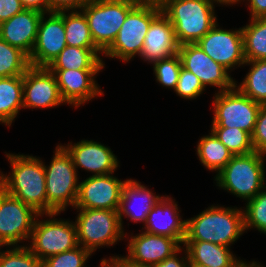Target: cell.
Instances as JSON below:
<instances>
[{"label":"cell","mask_w":266,"mask_h":267,"mask_svg":"<svg viewBox=\"0 0 266 267\" xmlns=\"http://www.w3.org/2000/svg\"><path fill=\"white\" fill-rule=\"evenodd\" d=\"M49 164L43 160L45 170L47 213L61 212L65 214L71 209L78 196L79 182L82 179L78 174L72 158L67 150L60 144L53 150Z\"/></svg>","instance_id":"obj_5"},{"label":"cell","mask_w":266,"mask_h":267,"mask_svg":"<svg viewBox=\"0 0 266 267\" xmlns=\"http://www.w3.org/2000/svg\"><path fill=\"white\" fill-rule=\"evenodd\" d=\"M242 25L244 55L246 61L266 59V18H249Z\"/></svg>","instance_id":"obj_29"},{"label":"cell","mask_w":266,"mask_h":267,"mask_svg":"<svg viewBox=\"0 0 266 267\" xmlns=\"http://www.w3.org/2000/svg\"><path fill=\"white\" fill-rule=\"evenodd\" d=\"M148 186L140 182V180L129 178L122 189V196L118 210L120 222L123 231L126 223L123 220L127 219L129 222L140 223L144 226L147 215L163 195L155 194L156 192ZM125 218V219H124Z\"/></svg>","instance_id":"obj_21"},{"label":"cell","mask_w":266,"mask_h":267,"mask_svg":"<svg viewBox=\"0 0 266 267\" xmlns=\"http://www.w3.org/2000/svg\"><path fill=\"white\" fill-rule=\"evenodd\" d=\"M189 264H199L206 267H244L247 263L256 259L246 261L236 256L230 247L217 245L205 241H184Z\"/></svg>","instance_id":"obj_24"},{"label":"cell","mask_w":266,"mask_h":267,"mask_svg":"<svg viewBox=\"0 0 266 267\" xmlns=\"http://www.w3.org/2000/svg\"><path fill=\"white\" fill-rule=\"evenodd\" d=\"M42 14L36 10L23 9L0 24V37L29 57L37 39Z\"/></svg>","instance_id":"obj_23"},{"label":"cell","mask_w":266,"mask_h":267,"mask_svg":"<svg viewBox=\"0 0 266 267\" xmlns=\"http://www.w3.org/2000/svg\"><path fill=\"white\" fill-rule=\"evenodd\" d=\"M24 9L36 10L41 13L50 12L49 0H20Z\"/></svg>","instance_id":"obj_44"},{"label":"cell","mask_w":266,"mask_h":267,"mask_svg":"<svg viewBox=\"0 0 266 267\" xmlns=\"http://www.w3.org/2000/svg\"><path fill=\"white\" fill-rule=\"evenodd\" d=\"M156 83L162 88L175 90L182 68L179 54L151 64Z\"/></svg>","instance_id":"obj_34"},{"label":"cell","mask_w":266,"mask_h":267,"mask_svg":"<svg viewBox=\"0 0 266 267\" xmlns=\"http://www.w3.org/2000/svg\"><path fill=\"white\" fill-rule=\"evenodd\" d=\"M197 159L209 172L218 174L231 160L233 154L226 146L209 130L208 135H202L196 145Z\"/></svg>","instance_id":"obj_27"},{"label":"cell","mask_w":266,"mask_h":267,"mask_svg":"<svg viewBox=\"0 0 266 267\" xmlns=\"http://www.w3.org/2000/svg\"><path fill=\"white\" fill-rule=\"evenodd\" d=\"M104 69H66L50 70L57 79L62 99L70 108L79 109L97 97H103L104 91L97 82V76Z\"/></svg>","instance_id":"obj_16"},{"label":"cell","mask_w":266,"mask_h":267,"mask_svg":"<svg viewBox=\"0 0 266 267\" xmlns=\"http://www.w3.org/2000/svg\"><path fill=\"white\" fill-rule=\"evenodd\" d=\"M24 9L20 0H0V24Z\"/></svg>","instance_id":"obj_41"},{"label":"cell","mask_w":266,"mask_h":267,"mask_svg":"<svg viewBox=\"0 0 266 267\" xmlns=\"http://www.w3.org/2000/svg\"><path fill=\"white\" fill-rule=\"evenodd\" d=\"M29 67L28 56L0 37V78L24 75Z\"/></svg>","instance_id":"obj_31"},{"label":"cell","mask_w":266,"mask_h":267,"mask_svg":"<svg viewBox=\"0 0 266 267\" xmlns=\"http://www.w3.org/2000/svg\"><path fill=\"white\" fill-rule=\"evenodd\" d=\"M242 209L245 232L251 229L266 235V192L261 190L254 198L246 201Z\"/></svg>","instance_id":"obj_33"},{"label":"cell","mask_w":266,"mask_h":267,"mask_svg":"<svg viewBox=\"0 0 266 267\" xmlns=\"http://www.w3.org/2000/svg\"><path fill=\"white\" fill-rule=\"evenodd\" d=\"M261 267H266L264 264L260 263L259 260H255Z\"/></svg>","instance_id":"obj_49"},{"label":"cell","mask_w":266,"mask_h":267,"mask_svg":"<svg viewBox=\"0 0 266 267\" xmlns=\"http://www.w3.org/2000/svg\"><path fill=\"white\" fill-rule=\"evenodd\" d=\"M4 154L10 172L7 174L0 170V187L39 214L47 213L43 158L10 151H5Z\"/></svg>","instance_id":"obj_1"},{"label":"cell","mask_w":266,"mask_h":267,"mask_svg":"<svg viewBox=\"0 0 266 267\" xmlns=\"http://www.w3.org/2000/svg\"><path fill=\"white\" fill-rule=\"evenodd\" d=\"M72 142L60 144L70 154L78 174L79 169L89 173V176H95L116 173L120 168L118 156L113 153L110 146L85 138L79 142Z\"/></svg>","instance_id":"obj_18"},{"label":"cell","mask_w":266,"mask_h":267,"mask_svg":"<svg viewBox=\"0 0 266 267\" xmlns=\"http://www.w3.org/2000/svg\"><path fill=\"white\" fill-rule=\"evenodd\" d=\"M78 244L93 255L100 248H113L125 240L117 210L74 209Z\"/></svg>","instance_id":"obj_7"},{"label":"cell","mask_w":266,"mask_h":267,"mask_svg":"<svg viewBox=\"0 0 266 267\" xmlns=\"http://www.w3.org/2000/svg\"><path fill=\"white\" fill-rule=\"evenodd\" d=\"M265 165V154L254 151L247 155H236L213 176V182L217 189L246 202L262 190Z\"/></svg>","instance_id":"obj_6"},{"label":"cell","mask_w":266,"mask_h":267,"mask_svg":"<svg viewBox=\"0 0 266 267\" xmlns=\"http://www.w3.org/2000/svg\"><path fill=\"white\" fill-rule=\"evenodd\" d=\"M243 67H249L248 72L235 86L253 101L266 104V59L246 61Z\"/></svg>","instance_id":"obj_28"},{"label":"cell","mask_w":266,"mask_h":267,"mask_svg":"<svg viewBox=\"0 0 266 267\" xmlns=\"http://www.w3.org/2000/svg\"><path fill=\"white\" fill-rule=\"evenodd\" d=\"M189 267H206L199 264H189Z\"/></svg>","instance_id":"obj_48"},{"label":"cell","mask_w":266,"mask_h":267,"mask_svg":"<svg viewBox=\"0 0 266 267\" xmlns=\"http://www.w3.org/2000/svg\"><path fill=\"white\" fill-rule=\"evenodd\" d=\"M67 46L98 48L91 37L85 14L81 10L64 11Z\"/></svg>","instance_id":"obj_30"},{"label":"cell","mask_w":266,"mask_h":267,"mask_svg":"<svg viewBox=\"0 0 266 267\" xmlns=\"http://www.w3.org/2000/svg\"><path fill=\"white\" fill-rule=\"evenodd\" d=\"M244 267H261L256 261L247 263Z\"/></svg>","instance_id":"obj_46"},{"label":"cell","mask_w":266,"mask_h":267,"mask_svg":"<svg viewBox=\"0 0 266 267\" xmlns=\"http://www.w3.org/2000/svg\"><path fill=\"white\" fill-rule=\"evenodd\" d=\"M99 48L66 46L47 67L49 70L105 69Z\"/></svg>","instance_id":"obj_26"},{"label":"cell","mask_w":266,"mask_h":267,"mask_svg":"<svg viewBox=\"0 0 266 267\" xmlns=\"http://www.w3.org/2000/svg\"><path fill=\"white\" fill-rule=\"evenodd\" d=\"M187 219L184 241H205L232 248L245 234L242 207L218 203Z\"/></svg>","instance_id":"obj_2"},{"label":"cell","mask_w":266,"mask_h":267,"mask_svg":"<svg viewBox=\"0 0 266 267\" xmlns=\"http://www.w3.org/2000/svg\"><path fill=\"white\" fill-rule=\"evenodd\" d=\"M0 267H43V261L27 245L4 246L0 251Z\"/></svg>","instance_id":"obj_35"},{"label":"cell","mask_w":266,"mask_h":267,"mask_svg":"<svg viewBox=\"0 0 266 267\" xmlns=\"http://www.w3.org/2000/svg\"><path fill=\"white\" fill-rule=\"evenodd\" d=\"M153 267H189V259L185 248L182 246L172 256L166 258L164 261H161Z\"/></svg>","instance_id":"obj_42"},{"label":"cell","mask_w":266,"mask_h":267,"mask_svg":"<svg viewBox=\"0 0 266 267\" xmlns=\"http://www.w3.org/2000/svg\"><path fill=\"white\" fill-rule=\"evenodd\" d=\"M181 208L173 196L163 195L147 215V220L141 230L175 238L182 246L186 237L187 218L183 219Z\"/></svg>","instance_id":"obj_20"},{"label":"cell","mask_w":266,"mask_h":267,"mask_svg":"<svg viewBox=\"0 0 266 267\" xmlns=\"http://www.w3.org/2000/svg\"><path fill=\"white\" fill-rule=\"evenodd\" d=\"M60 215L61 212L39 214L35 220L27 246L42 261L79 246L74 221L57 217Z\"/></svg>","instance_id":"obj_8"},{"label":"cell","mask_w":266,"mask_h":267,"mask_svg":"<svg viewBox=\"0 0 266 267\" xmlns=\"http://www.w3.org/2000/svg\"><path fill=\"white\" fill-rule=\"evenodd\" d=\"M245 4L247 10H249V18H266V0H235L230 6L234 7ZM239 4V5H238Z\"/></svg>","instance_id":"obj_39"},{"label":"cell","mask_w":266,"mask_h":267,"mask_svg":"<svg viewBox=\"0 0 266 267\" xmlns=\"http://www.w3.org/2000/svg\"><path fill=\"white\" fill-rule=\"evenodd\" d=\"M38 215L32 207L0 187V243L3 246H26Z\"/></svg>","instance_id":"obj_11"},{"label":"cell","mask_w":266,"mask_h":267,"mask_svg":"<svg viewBox=\"0 0 266 267\" xmlns=\"http://www.w3.org/2000/svg\"><path fill=\"white\" fill-rule=\"evenodd\" d=\"M210 130L233 156L247 155L254 152L251 135L248 132L230 127H210Z\"/></svg>","instance_id":"obj_32"},{"label":"cell","mask_w":266,"mask_h":267,"mask_svg":"<svg viewBox=\"0 0 266 267\" xmlns=\"http://www.w3.org/2000/svg\"><path fill=\"white\" fill-rule=\"evenodd\" d=\"M66 46L64 11L43 13L34 48L28 57L30 66L48 67Z\"/></svg>","instance_id":"obj_19"},{"label":"cell","mask_w":266,"mask_h":267,"mask_svg":"<svg viewBox=\"0 0 266 267\" xmlns=\"http://www.w3.org/2000/svg\"><path fill=\"white\" fill-rule=\"evenodd\" d=\"M102 257L100 263L96 266L98 267H132V265L121 255L112 254L111 256Z\"/></svg>","instance_id":"obj_43"},{"label":"cell","mask_w":266,"mask_h":267,"mask_svg":"<svg viewBox=\"0 0 266 267\" xmlns=\"http://www.w3.org/2000/svg\"><path fill=\"white\" fill-rule=\"evenodd\" d=\"M128 178L114 173L95 175L79 182L78 196L73 209L119 210L122 189Z\"/></svg>","instance_id":"obj_14"},{"label":"cell","mask_w":266,"mask_h":267,"mask_svg":"<svg viewBox=\"0 0 266 267\" xmlns=\"http://www.w3.org/2000/svg\"><path fill=\"white\" fill-rule=\"evenodd\" d=\"M207 89L203 87L199 78L192 72L181 68L179 79L176 85L175 92L176 96H179L183 100H195Z\"/></svg>","instance_id":"obj_37"},{"label":"cell","mask_w":266,"mask_h":267,"mask_svg":"<svg viewBox=\"0 0 266 267\" xmlns=\"http://www.w3.org/2000/svg\"><path fill=\"white\" fill-rule=\"evenodd\" d=\"M3 247H4V246L0 243V251L2 250Z\"/></svg>","instance_id":"obj_51"},{"label":"cell","mask_w":266,"mask_h":267,"mask_svg":"<svg viewBox=\"0 0 266 267\" xmlns=\"http://www.w3.org/2000/svg\"><path fill=\"white\" fill-rule=\"evenodd\" d=\"M196 44L230 73L246 62L241 27L226 29L217 22Z\"/></svg>","instance_id":"obj_12"},{"label":"cell","mask_w":266,"mask_h":267,"mask_svg":"<svg viewBox=\"0 0 266 267\" xmlns=\"http://www.w3.org/2000/svg\"><path fill=\"white\" fill-rule=\"evenodd\" d=\"M229 6H231L235 0H224Z\"/></svg>","instance_id":"obj_47"},{"label":"cell","mask_w":266,"mask_h":267,"mask_svg":"<svg viewBox=\"0 0 266 267\" xmlns=\"http://www.w3.org/2000/svg\"><path fill=\"white\" fill-rule=\"evenodd\" d=\"M59 105L67 104L61 97L55 74L47 67L30 66L23 75V110H49Z\"/></svg>","instance_id":"obj_17"},{"label":"cell","mask_w":266,"mask_h":267,"mask_svg":"<svg viewBox=\"0 0 266 267\" xmlns=\"http://www.w3.org/2000/svg\"><path fill=\"white\" fill-rule=\"evenodd\" d=\"M141 1H159V0H141Z\"/></svg>","instance_id":"obj_50"},{"label":"cell","mask_w":266,"mask_h":267,"mask_svg":"<svg viewBox=\"0 0 266 267\" xmlns=\"http://www.w3.org/2000/svg\"><path fill=\"white\" fill-rule=\"evenodd\" d=\"M179 44L173 26L161 12L150 24L139 58L147 64L178 54Z\"/></svg>","instance_id":"obj_22"},{"label":"cell","mask_w":266,"mask_h":267,"mask_svg":"<svg viewBox=\"0 0 266 267\" xmlns=\"http://www.w3.org/2000/svg\"><path fill=\"white\" fill-rule=\"evenodd\" d=\"M90 0H49L50 12L81 10Z\"/></svg>","instance_id":"obj_40"},{"label":"cell","mask_w":266,"mask_h":267,"mask_svg":"<svg viewBox=\"0 0 266 267\" xmlns=\"http://www.w3.org/2000/svg\"><path fill=\"white\" fill-rule=\"evenodd\" d=\"M251 141L254 151L266 155V104H261Z\"/></svg>","instance_id":"obj_38"},{"label":"cell","mask_w":266,"mask_h":267,"mask_svg":"<svg viewBox=\"0 0 266 267\" xmlns=\"http://www.w3.org/2000/svg\"><path fill=\"white\" fill-rule=\"evenodd\" d=\"M210 127L238 128L252 135L261 104L243 94L236 86L214 93Z\"/></svg>","instance_id":"obj_10"},{"label":"cell","mask_w":266,"mask_h":267,"mask_svg":"<svg viewBox=\"0 0 266 267\" xmlns=\"http://www.w3.org/2000/svg\"><path fill=\"white\" fill-rule=\"evenodd\" d=\"M141 0H90L85 14L94 44L104 52L114 41L127 14Z\"/></svg>","instance_id":"obj_9"},{"label":"cell","mask_w":266,"mask_h":267,"mask_svg":"<svg viewBox=\"0 0 266 267\" xmlns=\"http://www.w3.org/2000/svg\"><path fill=\"white\" fill-rule=\"evenodd\" d=\"M171 22L179 45L197 43L219 21L216 7H229L224 0H159Z\"/></svg>","instance_id":"obj_3"},{"label":"cell","mask_w":266,"mask_h":267,"mask_svg":"<svg viewBox=\"0 0 266 267\" xmlns=\"http://www.w3.org/2000/svg\"><path fill=\"white\" fill-rule=\"evenodd\" d=\"M23 111V75L0 78V124L11 128Z\"/></svg>","instance_id":"obj_25"},{"label":"cell","mask_w":266,"mask_h":267,"mask_svg":"<svg viewBox=\"0 0 266 267\" xmlns=\"http://www.w3.org/2000/svg\"><path fill=\"white\" fill-rule=\"evenodd\" d=\"M178 54L182 67L194 73L203 87L215 89L214 93L232 89L235 86V78L232 74L211 59L196 43L179 45Z\"/></svg>","instance_id":"obj_15"},{"label":"cell","mask_w":266,"mask_h":267,"mask_svg":"<svg viewBox=\"0 0 266 267\" xmlns=\"http://www.w3.org/2000/svg\"><path fill=\"white\" fill-rule=\"evenodd\" d=\"M94 256L88 249L82 246L47 257L43 260V267H91L88 260Z\"/></svg>","instance_id":"obj_36"},{"label":"cell","mask_w":266,"mask_h":267,"mask_svg":"<svg viewBox=\"0 0 266 267\" xmlns=\"http://www.w3.org/2000/svg\"><path fill=\"white\" fill-rule=\"evenodd\" d=\"M125 233L126 255H122L133 267H153L176 253L182 245L175 239L143 230Z\"/></svg>","instance_id":"obj_13"},{"label":"cell","mask_w":266,"mask_h":267,"mask_svg":"<svg viewBox=\"0 0 266 267\" xmlns=\"http://www.w3.org/2000/svg\"><path fill=\"white\" fill-rule=\"evenodd\" d=\"M262 190L266 192V165H265V169L263 172V181H262Z\"/></svg>","instance_id":"obj_45"},{"label":"cell","mask_w":266,"mask_h":267,"mask_svg":"<svg viewBox=\"0 0 266 267\" xmlns=\"http://www.w3.org/2000/svg\"><path fill=\"white\" fill-rule=\"evenodd\" d=\"M162 12L158 1H140L128 14L113 43L103 52L105 59L130 63L143 49L151 22ZM106 57V58H105Z\"/></svg>","instance_id":"obj_4"}]
</instances>
